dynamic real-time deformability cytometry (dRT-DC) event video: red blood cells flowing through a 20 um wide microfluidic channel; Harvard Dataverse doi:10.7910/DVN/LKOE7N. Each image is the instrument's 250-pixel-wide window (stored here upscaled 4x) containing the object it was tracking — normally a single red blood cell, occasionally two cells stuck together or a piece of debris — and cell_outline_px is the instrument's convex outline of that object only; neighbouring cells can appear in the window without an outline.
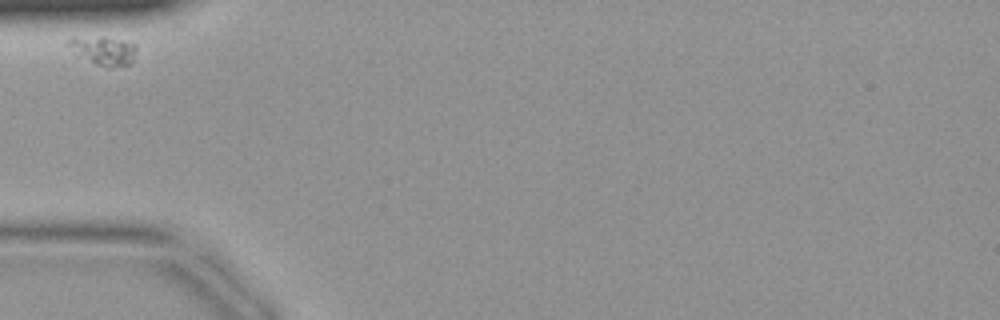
{"species": "common noctule bat (a hibernating species)", "species_latin": "Nyctalus noctula", "temperature_condition": "warm", "stored_images_in_passage": 24, "camera_frame_rate_fps": 3000, "um_per_image_px": 0.085, "animal": {"sex": "female", "body_mass_g": 19.9}, "frame": {"image": 1, "passage_image": 1, "time_ms": 0.0, "image_size_px": [1000, 320], "cell_outline_px": [[136, 48], [132, 64], [108, 68], [96, 64], [72, 52], [64, 44], [72, 36], [104, 36], [132, 40], [136, 44]], "centroid_in_image_um": [8.79, 4.25], "position_along_channel_um": 76.2, "area_um2": 12.08}}
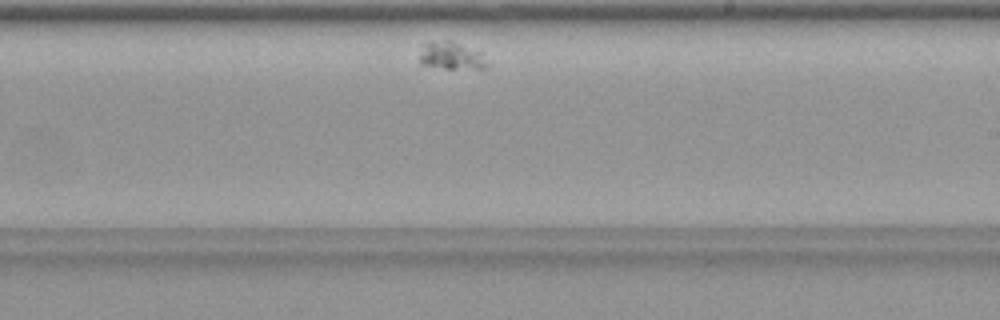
{"frame": {"image": 2, "passage_image": 15, "time_ms": 4.667, "image_size_px": [1000, 320], "cell_outline_px": [[488, 64], [484, 68], [444, 68], [420, 64], [420, 56], [424, 44], [444, 40], [452, 40], [480, 52]], "centroid_in_image_um": [38.36, 4.74], "position_along_channel_um": 250.6, "area_um2": 10.52}}
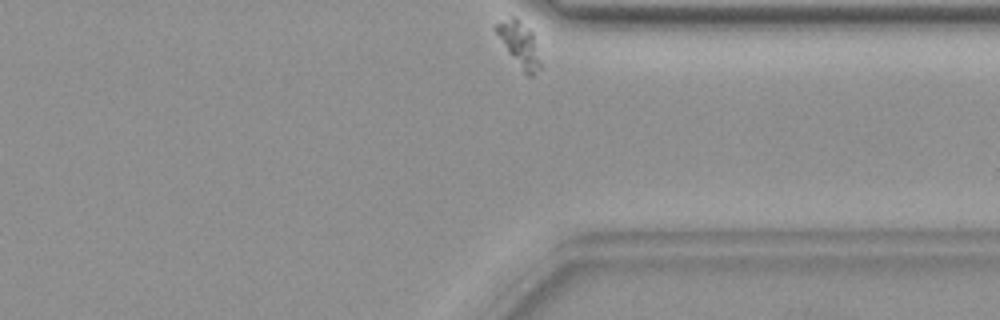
{"frame": {"image": 3, "passage_image": 24, "time_ms": 7.667, "image_size_px": [1000, 320], "cell_outline_px": [[540, 68], [532, 76], [528, 76], [524, 72], [508, 52], [492, 28], [496, 24], [512, 16], [520, 20], [532, 32], [540, 64]], "centroid_in_image_um": [44.11, 3.74], "position_along_channel_um": 367.3, "area_um2": 11.16}}